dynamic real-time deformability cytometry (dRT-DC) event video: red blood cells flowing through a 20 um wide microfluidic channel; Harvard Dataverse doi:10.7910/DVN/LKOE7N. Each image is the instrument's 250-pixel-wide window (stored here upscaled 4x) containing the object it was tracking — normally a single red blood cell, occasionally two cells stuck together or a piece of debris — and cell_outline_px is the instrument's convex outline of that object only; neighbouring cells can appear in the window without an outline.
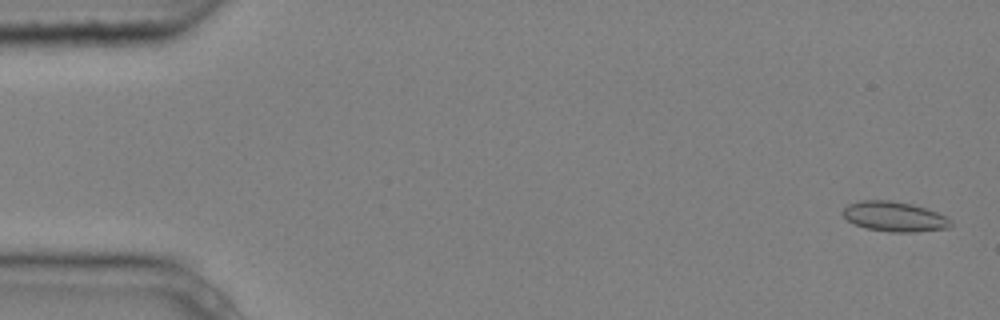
{"species": "common noctule bat (a hibernating species)", "species_latin": "Nyctalus noctula", "temperature_condition": "cold", "stored_images_in_passage": 5, "camera_frame_rate_fps": 3000, "um_per_image_px": 0.085, "animal": {"sex": "male", "body_mass_g": 20.4}, "frame": {"image": 1, "passage_image": 1, "time_ms": 0.0, "image_size_px": [1000, 320], "cell_outline_px": [[952, 224], [948, 228], [916, 232], [888, 232], [864, 228], [848, 220], [840, 212], [848, 204], [860, 200], [888, 200], [912, 204], [948, 216], [952, 220]], "centroid_in_image_um": [76.02, 18.41], "position_along_channel_um": 9.0, "area_um2": 18.96}}
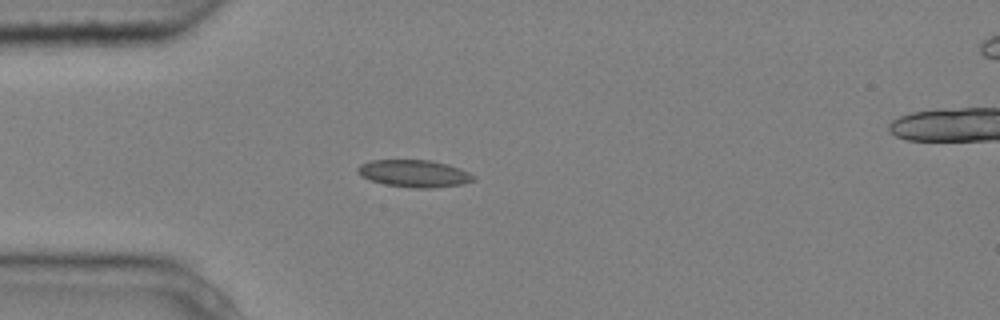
{"frame": {"image": 2, "passage_image": 4, "time_ms": 1.0, "image_size_px": [1000, 320], "cell_outline_px": [[476, 180], [464, 184], [432, 188], [416, 188], [384, 184], [360, 176], [356, 168], [360, 164], [372, 160], [428, 160], [448, 164], [460, 168], [476, 176]], "centroid_in_image_um": [35.24, 14.75], "position_along_channel_um": 49.8, "area_um2": 18.44}}